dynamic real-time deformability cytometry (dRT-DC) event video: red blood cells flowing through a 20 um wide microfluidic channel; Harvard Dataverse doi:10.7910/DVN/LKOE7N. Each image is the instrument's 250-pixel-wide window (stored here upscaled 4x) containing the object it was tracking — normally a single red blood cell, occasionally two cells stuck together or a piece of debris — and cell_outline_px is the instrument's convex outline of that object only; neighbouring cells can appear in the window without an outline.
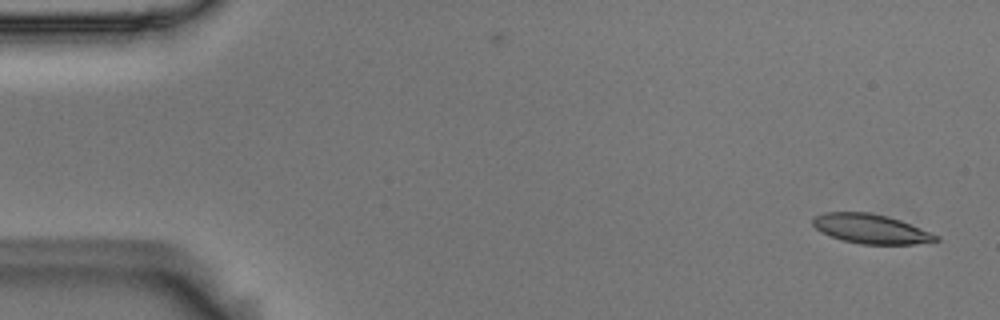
{"species": "Egyptian fruit bat (a non-hibernating species)", "species_latin": "Rousettus aegyptiacus", "temperature_condition": "room temperature", "stored_images_in_passage": 54, "camera_frame_rate_fps": 3000, "um_per_image_px": 0.085, "animal": {"sex": "male"}, "frame": {"image": 1, "passage_image": 1, "time_ms": 0.0, "image_size_px": [1000, 320], "cell_outline_px": [[940, 240], [912, 244], [860, 244], [844, 240], [820, 232], [812, 224], [812, 216], [824, 212], [868, 212], [888, 216], [900, 220], [940, 236]], "centroid_in_image_um": [73.99, 19.44], "position_along_channel_um": 11.0, "area_um2": 21.04}}
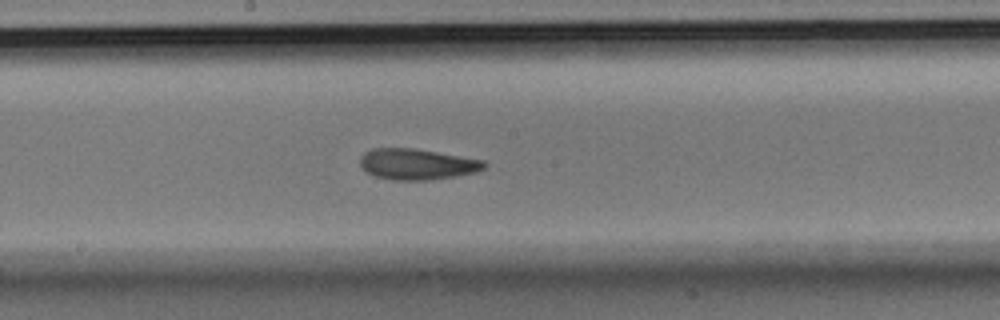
{"frame": {"image": 2, "passage_image": 28, "time_ms": 9.0, "image_size_px": [1000, 320], "cell_outline_px": [[488, 164], [484, 168], [476, 172], [456, 176], [432, 180], [392, 180], [372, 176], [360, 164], [360, 156], [364, 152], [372, 148], [416, 148], [484, 160]], "centroid_in_image_um": [35.45, 13.95], "position_along_channel_um": 212.7, "area_um2": 22.6}}
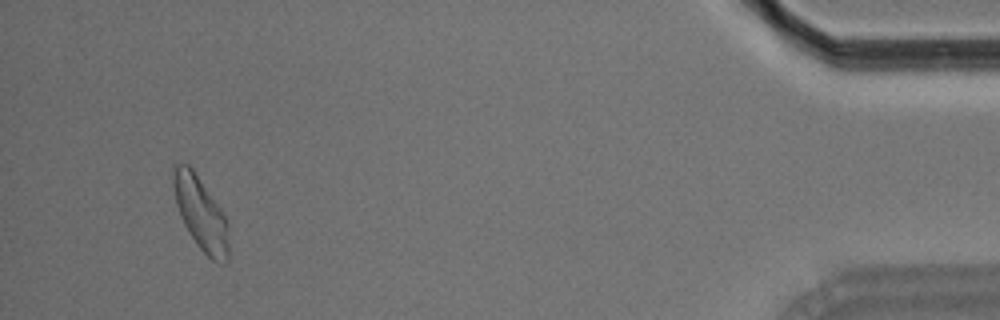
{"frame": {"image": 3, "passage_image": 51, "time_ms": 16.667, "image_size_px": [1000, 320], "cell_outline_px": [[228, 260], [224, 264], [212, 260], [200, 248], [188, 232], [180, 216], [176, 204], [172, 180], [172, 164], [180, 160], [188, 164], [192, 168], [220, 208], [228, 224]], "centroid_in_image_um": [17.02, 18.09], "position_along_channel_um": 418.2, "area_um2": 23.64}, "authors_computed_cell_mechanics": {"area_um2": 22.4264, "velocity_mm_per_s": 3.6264, "shape_relaxation_time_tau1_ms": 5.9354, "shape_relaxation_time_tau2_ms": 2.7407, "deformation_change_tau1": 0.1397, "deformation_change_tau2": 0.0966}}